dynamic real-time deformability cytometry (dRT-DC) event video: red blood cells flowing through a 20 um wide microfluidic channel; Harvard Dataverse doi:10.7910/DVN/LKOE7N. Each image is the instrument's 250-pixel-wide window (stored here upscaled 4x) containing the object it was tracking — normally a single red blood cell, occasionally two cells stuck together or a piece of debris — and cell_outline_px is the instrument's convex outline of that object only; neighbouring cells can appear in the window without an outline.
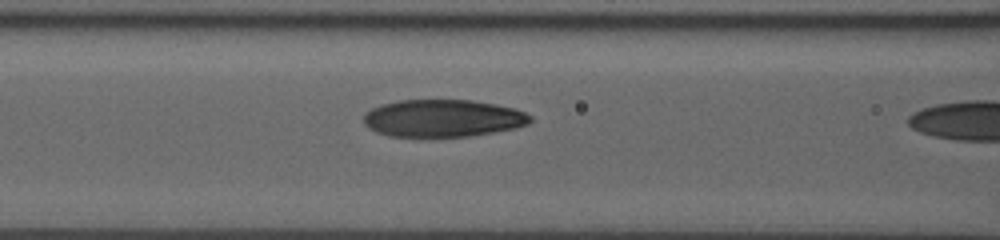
{"species": "human", "species_latin": "Homo sapiens", "temperature_condition": "room temperature", "stored_images_in_passage": 23, "segment_of_instrument_passage": [2, 2], "camera_frame_rate_fps": 3000, "um_per_image_px": 0.085, "donor": {"sex": "male"}, "frame": {"image": 1, "passage_image": 22, "time_ms": 7.0, "image_size_px": [1000, 240], "cell_outline_px": [[532, 120], [528, 124], [516, 128], [468, 136], [388, 136], [376, 132], [368, 128], [364, 124], [364, 112], [380, 104], [400, 100], [472, 100], [496, 104], [516, 108], [532, 116]], "centroid_in_image_um": [37.64, 10.04], "position_along_channel_um": 129.0, "area_um2": 36.41}}